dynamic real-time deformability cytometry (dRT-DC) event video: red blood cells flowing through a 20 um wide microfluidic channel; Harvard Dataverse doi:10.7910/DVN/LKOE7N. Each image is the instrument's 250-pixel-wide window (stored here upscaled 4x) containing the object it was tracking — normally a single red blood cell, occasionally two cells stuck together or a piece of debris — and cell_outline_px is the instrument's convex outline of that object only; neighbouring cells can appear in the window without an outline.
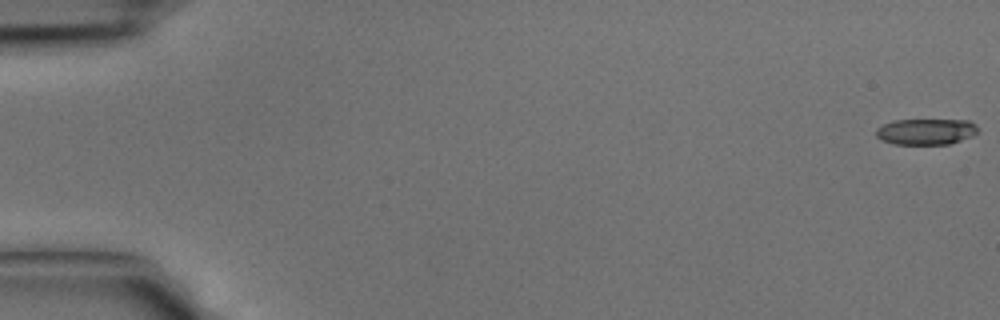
{"species": "common noctule bat (a hibernating species)", "species_latin": "Nyctalus noctula", "temperature_condition": "cold", "stored_images_in_passage": 11, "camera_frame_rate_fps": 3000, "um_per_image_px": 0.085, "animal": {"sex": "male", "body_mass_g": 15.6}, "frame": {"image": 1, "passage_image": 1, "time_ms": 0.0, "image_size_px": [1000, 320], "cell_outline_px": [[980, 132], [972, 136], [948, 144], [896, 144], [880, 140], [876, 136], [876, 128], [892, 120], [968, 120], [976, 124]], "centroid_in_image_um": [78.72, 11.18], "position_along_channel_um": 6.3, "area_um2": 15.55}}
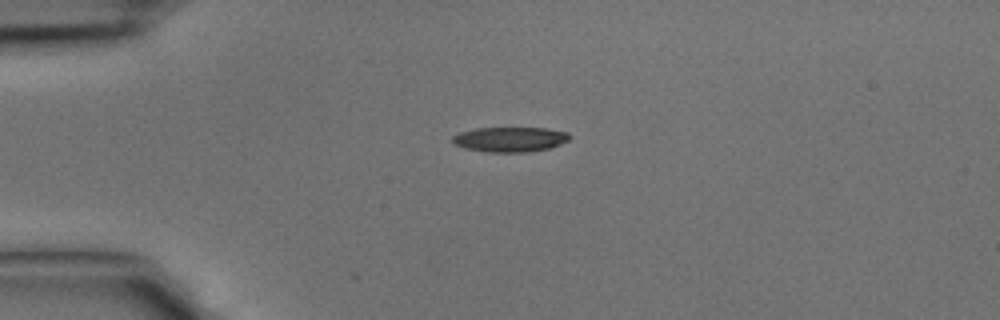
{"frame": {"image": 2, "passage_image": 11, "time_ms": 3.333, "image_size_px": [1000, 320], "cell_outline_px": [[572, 136], [568, 140], [552, 148], [528, 152], [484, 152], [464, 148], [456, 144], [452, 140], [452, 136], [460, 132], [476, 128], [544, 128], [568, 132]], "centroid_in_image_um": [43.37, 11.85], "position_along_channel_um": 41.6, "area_um2": 17.11}}